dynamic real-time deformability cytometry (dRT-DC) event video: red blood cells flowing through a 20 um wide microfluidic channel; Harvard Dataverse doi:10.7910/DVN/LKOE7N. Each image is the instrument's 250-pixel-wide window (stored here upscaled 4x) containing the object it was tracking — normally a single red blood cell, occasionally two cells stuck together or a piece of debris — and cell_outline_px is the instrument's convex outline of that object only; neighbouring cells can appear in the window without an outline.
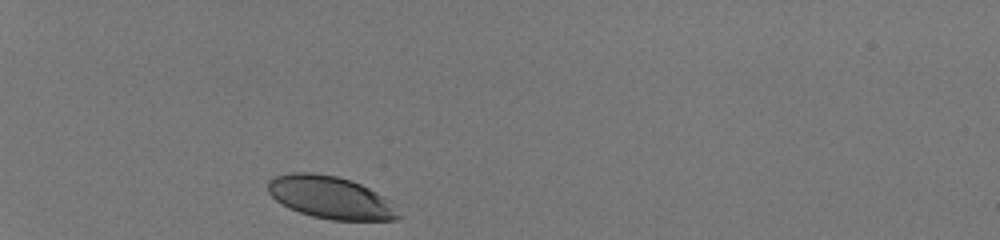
{"species": "human", "species_latin": "Homo sapiens", "temperature_condition": "room temperature", "stored_images_in_passage": 31, "camera_frame_rate_fps": 3000, "um_per_image_px": 0.085, "donor": {"sex": "male"}, "frame": {"image": 1, "passage_image": 1, "time_ms": 0.0, "image_size_px": [1000, 240], "cell_outline_px": [[404, 216], [396, 220], [332, 220], [312, 216], [288, 208], [280, 204], [268, 192], [268, 180], [276, 176], [292, 172], [312, 172], [336, 176], [352, 180], [384, 196]], "centroid_in_image_um": [28.1, 16.79], "position_along_channel_um": 56.9, "area_um2": 32.43}}
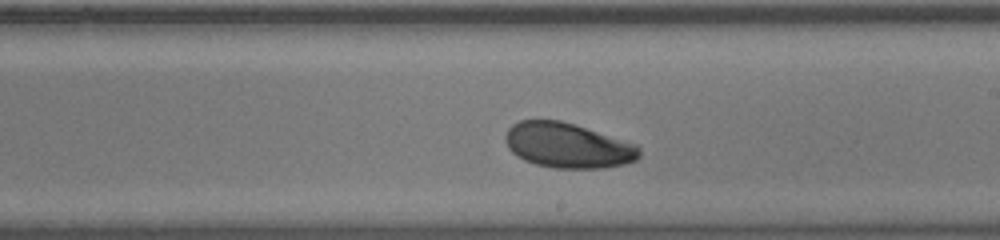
{"frame": {"image": 2, "passage_image": 18, "time_ms": 5.667, "image_size_px": [1000, 240], "cell_outline_px": [[640, 156], [636, 160], [624, 164], [600, 168], [556, 168], [536, 164], [524, 160], [516, 156], [508, 148], [504, 140], [504, 136], [508, 128], [512, 124], [520, 120], [560, 120], [636, 144], [640, 148]], "centroid_in_image_um": [48.22, 12.36], "position_along_channel_um": 240.8, "area_um2": 35.03}}
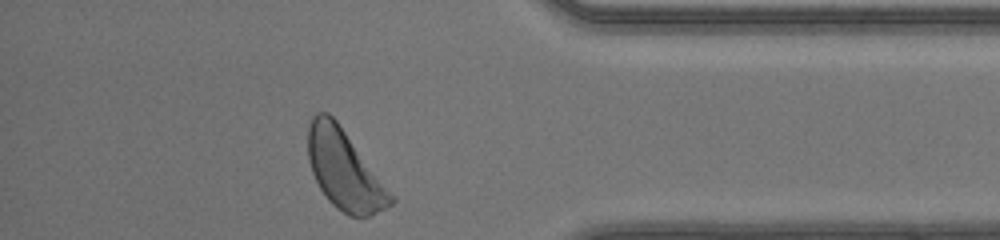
{"frame": {"image": 3, "passage_image": 31, "time_ms": 10.0, "image_size_px": [1000, 240], "cell_outline_px": [[396, 200], [392, 204], [368, 216], [348, 216], [336, 208], [328, 200], [320, 188], [312, 172], [308, 160], [308, 124], [312, 116], [316, 112], [328, 112], [336, 120], [396, 196]], "centroid_in_image_um": [29.28, 14.43], "position_along_channel_um": 405.9, "area_um2": 38.38}, "authors_computed_cell_mechanics": {"area_um2": 35.0268, "velocity_mm_per_s": 4.0862, "shape_relaxation_time_tau1_ms": 2.0704, "shape_relaxation_time_tau2_ms": null, "deformation_change_tau1": 0.0942, "deformation_change_tau2": null}}